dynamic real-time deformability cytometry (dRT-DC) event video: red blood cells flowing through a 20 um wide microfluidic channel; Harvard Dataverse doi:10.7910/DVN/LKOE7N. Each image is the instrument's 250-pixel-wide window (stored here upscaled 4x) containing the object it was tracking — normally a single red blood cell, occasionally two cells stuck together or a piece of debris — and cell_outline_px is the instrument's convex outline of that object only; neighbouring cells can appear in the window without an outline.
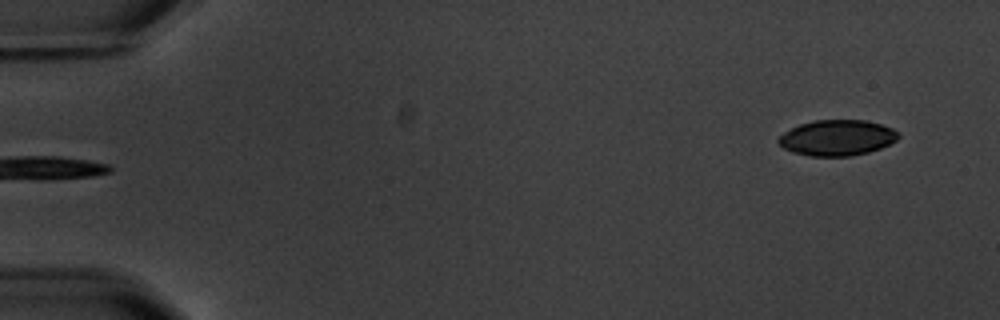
{"species": "common noctule bat (a hibernating species)", "species_latin": "Nyctalus noctula", "temperature_condition": "warm", "stored_images_in_passage": 4, "segment_of_instrument_passage": [2, 2], "camera_frame_rate_fps": 3000, "um_per_image_px": 0.085, "animal": {"sex": "male", "body_mass_g": 20.1, "forearm_length_mm": 53.5}, "frame": {"image": 1, "passage_image": 4, "time_ms": 3.333, "image_size_px": [1000, 320], "cell_outline_px": [[900, 136], [896, 140], [880, 148], [868, 152], [848, 156], [812, 156], [792, 152], [784, 148], [776, 140], [784, 132], [800, 124], [816, 120], [864, 120], [880, 124], [892, 128], [900, 132]], "centroid_in_image_um": [71.16, 11.71], "position_along_channel_um": 13.8, "area_um2": 24.8}}